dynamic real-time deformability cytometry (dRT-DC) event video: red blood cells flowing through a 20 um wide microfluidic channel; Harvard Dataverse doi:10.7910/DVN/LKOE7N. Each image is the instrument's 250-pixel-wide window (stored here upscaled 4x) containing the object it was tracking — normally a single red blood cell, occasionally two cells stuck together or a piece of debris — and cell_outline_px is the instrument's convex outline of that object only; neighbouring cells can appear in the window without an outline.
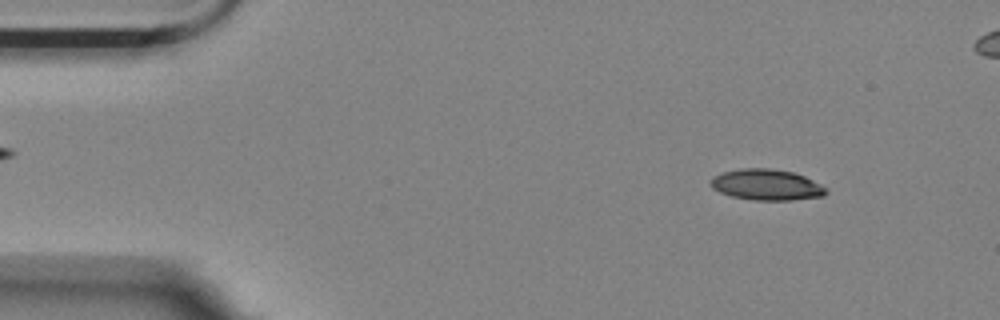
{"species": "Egyptian fruit bat (a non-hibernating species)", "species_latin": "Rousettus aegyptiacus", "temperature_condition": "room temperature", "stored_images_in_passage": 44, "camera_frame_rate_fps": 3000, "um_per_image_px": 0.085, "animal": {"sex": "female"}, "frame": {"image": 1, "passage_image": 5, "time_ms": 1.333, "image_size_px": [1000, 320], "cell_outline_px": [[828, 192], [824, 196], [792, 200], [752, 200], [732, 196], [720, 192], [712, 188], [708, 180], [712, 176], [724, 172], [740, 168], [772, 168], [792, 172], [804, 176], [828, 188]], "centroid_in_image_um": [65.15, 15.7], "position_along_channel_um": 19.9, "area_um2": 20.98}}
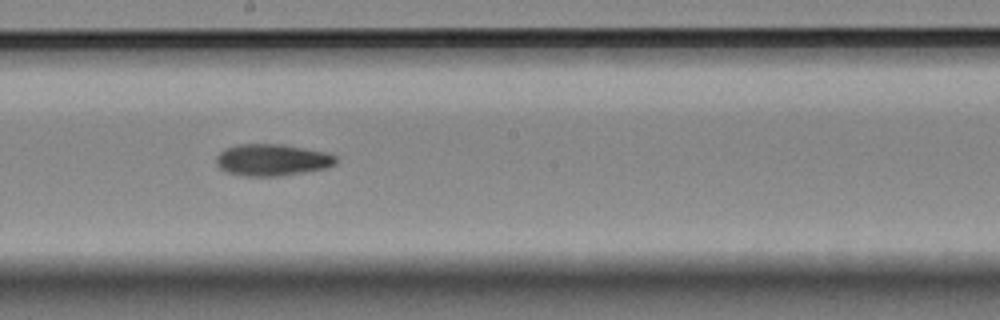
{"frame": {"image": 2, "passage_image": 29, "time_ms": 9.333, "image_size_px": [1000, 320], "cell_outline_px": [[336, 164], [324, 168], [276, 176], [244, 176], [228, 172], [220, 168], [216, 164], [216, 156], [224, 148], [236, 144], [280, 144], [328, 152], [336, 156]], "centroid_in_image_um": [23.09, 13.58], "position_along_channel_um": 225.1, "area_um2": 22.02}}
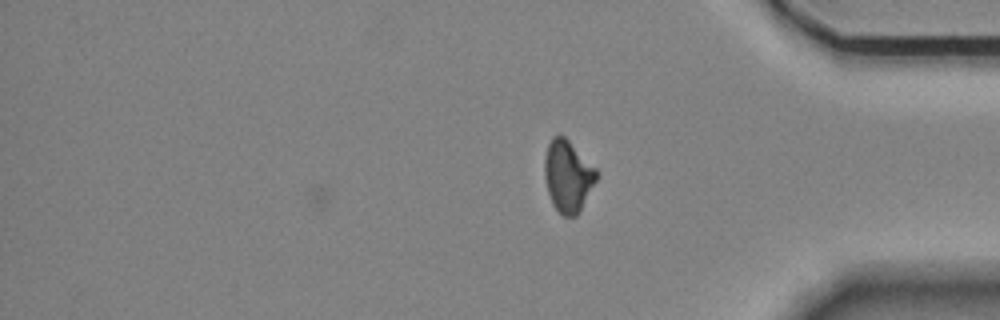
{"frame": {"image": 3, "passage_image": 44, "time_ms": 14.333, "image_size_px": [1000, 320], "cell_outline_px": [[596, 180], [580, 212], [576, 216], [564, 216], [552, 204], [548, 192], [544, 176], [544, 160], [548, 144], [552, 136], [564, 136], [596, 168]], "centroid_in_image_um": [48.25, 14.98], "position_along_channel_um": 386.9, "area_um2": 21.44}, "authors_computed_cell_mechanics": {"area_um2": 21.3571, "velocity_mm_per_s": 3.5567, "shape_relaxation_time_tau1_ms": null, "shape_relaxation_time_tau2_ms": 5.5245, "deformation_change_tau1": null, "deformation_change_tau2": 0.1154}}